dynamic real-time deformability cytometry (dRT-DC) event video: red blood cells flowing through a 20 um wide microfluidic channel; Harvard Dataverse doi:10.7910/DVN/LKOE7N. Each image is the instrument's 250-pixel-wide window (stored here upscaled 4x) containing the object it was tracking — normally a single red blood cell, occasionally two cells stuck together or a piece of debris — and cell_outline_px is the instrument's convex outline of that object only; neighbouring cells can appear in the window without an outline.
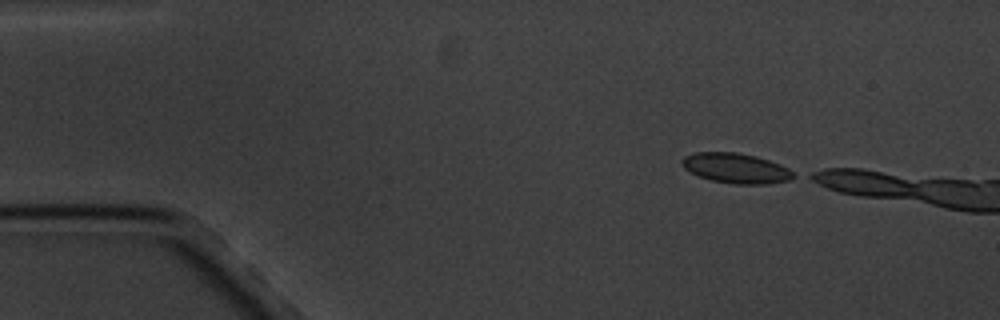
{"species": "common noctule bat (a hibernating species)", "species_latin": "Nyctalus noctula", "temperature_condition": "cold", "stored_images_in_passage": 2, "camera_frame_rate_fps": 3000, "um_per_image_px": 0.085, "animal": {"sex": "male", "body_mass_g": 20.1, "forearm_length_mm": 53.5}, "frame": {"image": 1, "passage_image": 1, "time_ms": 0.0, "image_size_px": [1000, 320], "cell_outline_px": [[796, 176], [788, 180], [768, 184], [736, 184], [712, 180], [700, 176], [684, 168], [680, 164], [680, 160], [684, 156], [696, 152], [736, 152], [756, 156], [780, 164], [796, 172]], "centroid_in_image_um": [62.57, 14.29], "position_along_channel_um": 22.4, "area_um2": 19.54}}